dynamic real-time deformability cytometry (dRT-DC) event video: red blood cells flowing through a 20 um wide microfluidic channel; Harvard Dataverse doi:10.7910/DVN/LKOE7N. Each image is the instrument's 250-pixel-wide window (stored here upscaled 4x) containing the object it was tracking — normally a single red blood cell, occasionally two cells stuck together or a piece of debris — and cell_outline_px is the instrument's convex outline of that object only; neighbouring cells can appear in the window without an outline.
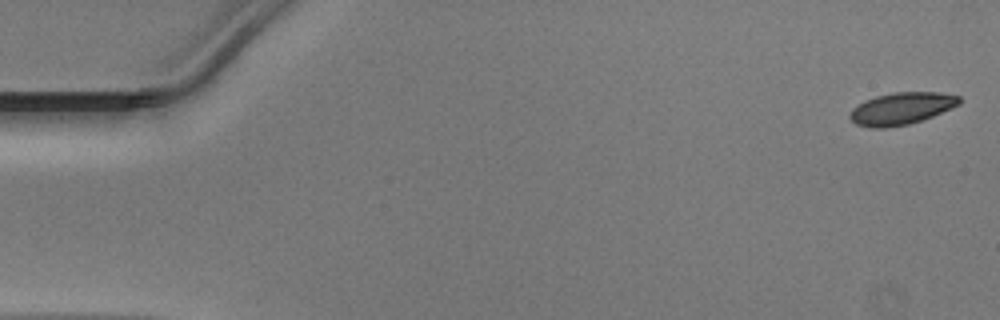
{"species": "Egyptian fruit bat (a non-hibernating species)", "species_latin": "Rousettus aegyptiacus", "temperature_condition": "warm", "stored_images_in_passage": 11, "camera_frame_rate_fps": 3000, "um_per_image_px": 0.085, "animal": {"sex": "male"}, "frame": {"image": 1, "passage_image": 1, "time_ms": 0.0, "image_size_px": [1000, 320], "cell_outline_px": [[960, 104], [952, 108], [932, 116], [908, 124], [884, 128], [872, 128], [856, 124], [848, 116], [852, 108], [864, 100], [876, 96], [892, 92], [940, 92], [960, 96]], "centroid_in_image_um": [76.61, 9.21], "position_along_channel_um": 8.4, "area_um2": 20.46}}